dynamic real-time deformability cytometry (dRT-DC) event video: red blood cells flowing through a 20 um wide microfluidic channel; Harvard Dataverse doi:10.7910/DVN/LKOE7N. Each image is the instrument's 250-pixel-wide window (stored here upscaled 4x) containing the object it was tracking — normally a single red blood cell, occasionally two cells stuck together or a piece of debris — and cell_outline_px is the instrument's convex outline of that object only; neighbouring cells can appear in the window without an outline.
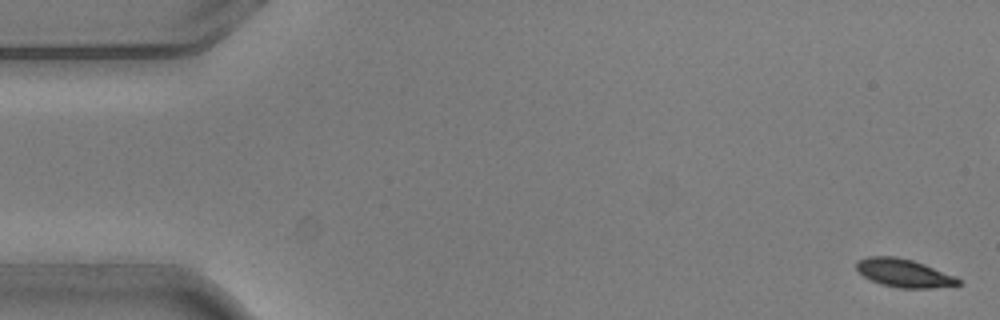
{"species": "common noctule bat (a hibernating species)", "species_latin": "Nyctalus noctula", "temperature_condition": "warm", "stored_images_in_passage": 6, "camera_frame_rate_fps": 3000, "um_per_image_px": 0.085, "animal": {"sex": "male", "body_mass_g": 20.5, "forearm_length_mm": 52.5}, "frame": {"image": 1, "passage_image": 1, "time_ms": 0.0, "image_size_px": [1000, 320], "cell_outline_px": [[960, 284], [932, 288], [900, 288], [880, 284], [864, 276], [856, 268], [856, 260], [868, 256], [896, 256], [912, 260], [924, 264], [956, 276], [960, 280]], "centroid_in_image_um": [76.82, 23.2], "position_along_channel_um": 8.2, "area_um2": 16.7}}